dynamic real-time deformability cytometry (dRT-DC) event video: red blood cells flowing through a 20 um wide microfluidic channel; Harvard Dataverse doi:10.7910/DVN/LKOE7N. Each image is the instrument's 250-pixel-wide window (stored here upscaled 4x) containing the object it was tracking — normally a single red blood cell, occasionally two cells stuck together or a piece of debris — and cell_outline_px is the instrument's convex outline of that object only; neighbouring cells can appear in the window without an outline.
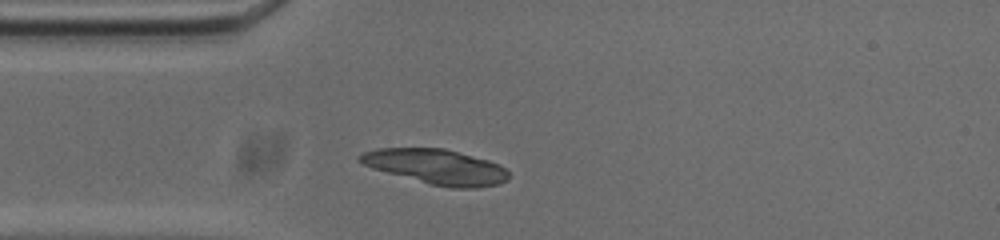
{"species": "common noctule bat (a hibernating species)", "species_latin": "Nyctalus noctula", "temperature_condition": "cold", "stored_images_in_passage": 41, "camera_frame_rate_fps": 3000, "um_per_image_px": 0.085, "animal": {"sex": "male", "body_mass_g": 20.0, "forearm_length_mm": 53.3}, "frame": {"image": 1, "passage_image": 1, "time_ms": 0.0, "image_size_px": [1000, 240], "cell_outline_px": [[508, 180], [496, 184], [476, 188], [452, 188], [428, 184], [372, 168], [356, 160], [356, 156], [364, 152], [376, 148], [444, 148], [488, 160], [500, 164], [508, 172]], "centroid_in_image_um": [37.05, 14.17], "position_along_channel_um": 47.9, "area_um2": 30.35}}
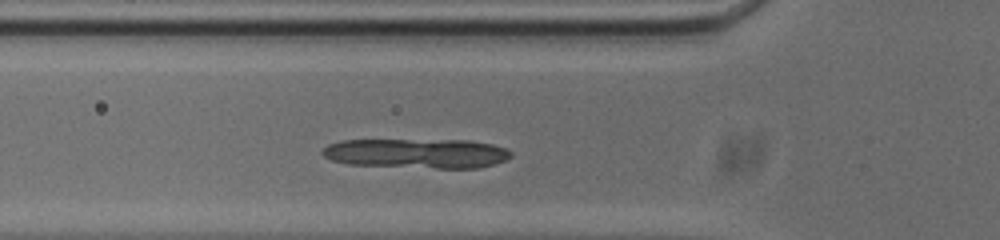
{"frame": {"image": 2, "passage_image": 5, "time_ms": 1.333, "image_size_px": [1000, 240], "cell_outline_px": [[512, 156], [496, 164], [480, 168], [436, 168], [348, 164], [332, 160], [324, 156], [320, 152], [328, 144], [340, 140], [468, 140], [492, 144], [504, 148], [512, 152]], "centroid_in_image_um": [35.44, 13.03], "position_along_channel_um": 90.4, "area_um2": 32.66}}